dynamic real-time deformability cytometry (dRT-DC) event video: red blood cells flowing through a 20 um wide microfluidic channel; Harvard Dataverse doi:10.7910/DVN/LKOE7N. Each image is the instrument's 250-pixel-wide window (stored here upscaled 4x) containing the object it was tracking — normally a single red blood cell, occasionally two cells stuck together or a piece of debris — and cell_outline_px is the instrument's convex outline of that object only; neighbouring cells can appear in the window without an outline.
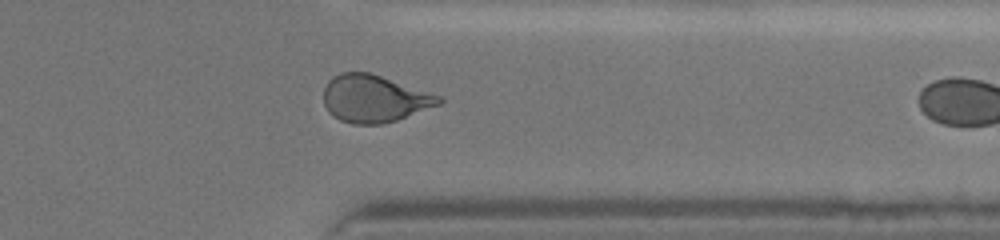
{"species": "human", "species_latin": "Homo sapiens", "temperature_condition": "cold", "stored_images_in_passage": 32, "camera_frame_rate_fps": 3000, "um_per_image_px": 0.085, "donor": {"sex": "female"}, "frame": {"image": 1, "passage_image": 28, "time_ms": 9.0, "image_size_px": [1000, 240], "cell_outline_px": [[444, 100], [440, 104], [396, 120], [380, 124], [352, 124], [340, 120], [332, 116], [328, 112], [324, 104], [324, 88], [328, 80], [332, 76], [340, 72], [368, 72], [444, 96]], "centroid_in_image_um": [31.8, 8.38], "position_along_channel_um": 379.6, "area_um2": 31.91}}